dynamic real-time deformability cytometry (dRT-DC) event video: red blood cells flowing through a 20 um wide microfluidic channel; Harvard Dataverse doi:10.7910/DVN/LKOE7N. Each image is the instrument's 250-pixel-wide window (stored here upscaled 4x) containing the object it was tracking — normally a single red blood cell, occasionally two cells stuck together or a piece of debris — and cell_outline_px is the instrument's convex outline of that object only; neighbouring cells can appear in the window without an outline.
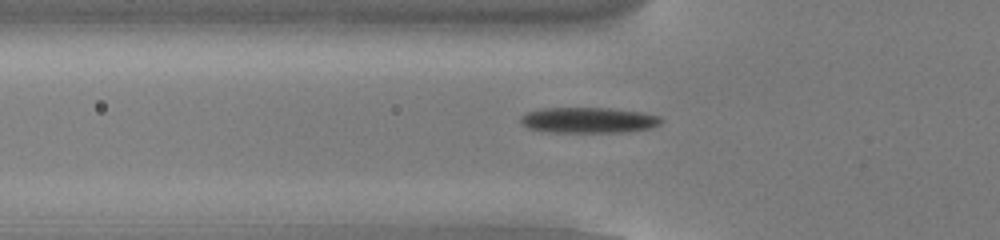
{"species": "common noctule bat (a hibernating species)", "species_latin": "Nyctalus noctula", "temperature_condition": "cold", "stored_images_in_passage": 54, "camera_frame_rate_fps": 3000, "um_per_image_px": 0.085, "animal": {"sex": "male", "body_mass_g": 13.0, "forearm_length_mm": 53.1}, "frame": {"image": 1, "passage_image": 19, "time_ms": 6.0, "image_size_px": [1000, 240], "cell_outline_px": [[664, 120], [660, 124], [652, 128], [628, 132], [548, 132], [528, 128], [520, 124], [520, 116], [528, 112], [540, 108], [612, 108], [640, 112], [660, 116]], "centroid_in_image_um": [50.03, 10.22], "position_along_channel_um": 75.8, "area_um2": 21.27}}
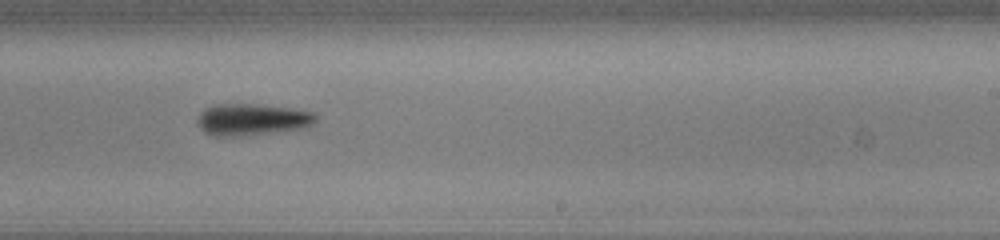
{"frame": {"image": 2, "passage_image": 34, "time_ms": 11.0, "image_size_px": [1000, 240], "cell_outline_px": [[316, 120], [308, 128], [248, 136], [212, 136], [204, 132], [196, 124], [196, 120], [200, 112], [204, 108], [216, 104], [256, 104], [292, 108], [312, 112], [316, 116]], "centroid_in_image_um": [21.4, 10.17], "position_along_channel_um": 267.6, "area_um2": 22.37}}
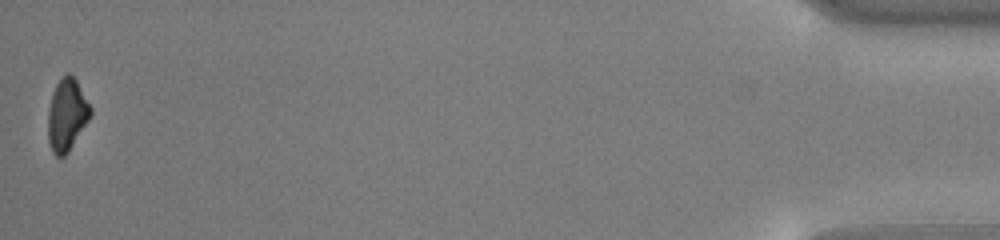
{"frame": {"image": 3, "passage_image": 54, "time_ms": 17.667, "image_size_px": [1000, 240], "cell_outline_px": [[92, 112], [88, 120], [68, 152], [64, 156], [56, 156], [52, 152], [48, 140], [48, 108], [56, 84], [60, 76], [68, 72], [76, 80], [92, 108]], "centroid_in_image_um": [5.67, 9.74], "position_along_channel_um": 429.5, "area_um2": 17.74}, "authors_computed_cell_mechanics": {"area_um2": 20.0566, "velocity_mm_per_s": 3.8267, "shape_relaxation_time_tau1_ms": 2.5909, "shape_relaxation_time_tau2_ms": null, "deformation_change_tau1": 0.1285, "deformation_change_tau2": null}}